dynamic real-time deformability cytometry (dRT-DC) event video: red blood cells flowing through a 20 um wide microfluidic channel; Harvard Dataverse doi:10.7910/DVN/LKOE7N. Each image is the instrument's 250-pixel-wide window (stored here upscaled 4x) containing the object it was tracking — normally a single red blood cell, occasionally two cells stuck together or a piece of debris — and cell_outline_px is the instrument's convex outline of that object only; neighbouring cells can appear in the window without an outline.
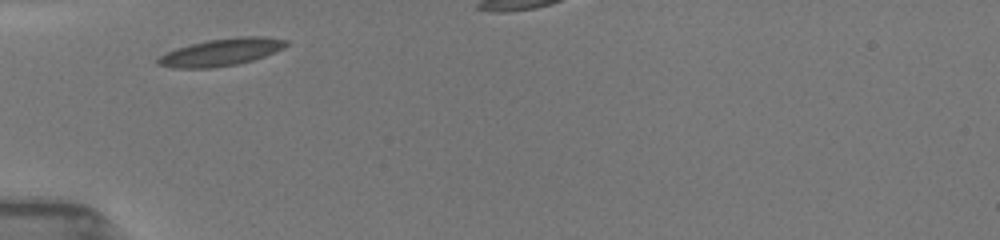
{"species": "common noctule bat (a hibernating species)", "species_latin": "Nyctalus noctula", "temperature_condition": "room temperature", "stored_images_in_passage": 23, "camera_frame_rate_fps": 3000, "um_per_image_px": 0.085, "animal": {"sex": "female", "body_mass_g": 19.5, "forearm_length_mm": 54.1}, "frame": {"image": 1, "passage_image": 1, "time_ms": 0.0, "image_size_px": [1000, 240], "cell_outline_px": [[288, 44], [284, 48], [264, 56], [252, 60], [236, 64], [212, 68], [172, 68], [156, 64], [156, 60], [160, 56], [176, 48], [208, 40], [236, 36], [264, 36], [288, 40]], "centroid_in_image_um": [18.81, 4.43], "position_along_channel_um": 66.2, "area_um2": 20.35}}
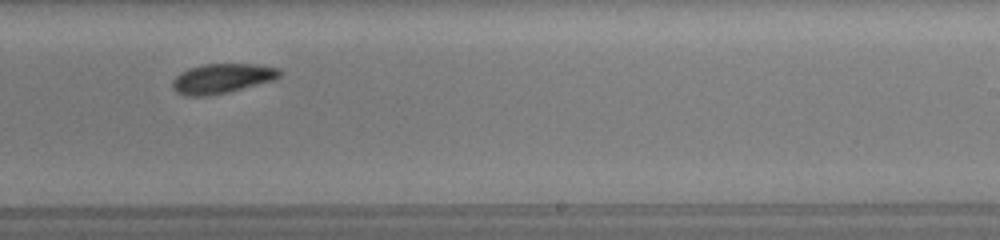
{"frame": {"image": 2, "passage_image": 12, "time_ms": 5.333, "image_size_px": [1000, 240], "cell_outline_px": [[284, 72], [280, 76], [272, 80], [228, 92], [208, 96], [184, 96], [176, 92], [172, 88], [172, 80], [180, 72], [188, 68], [204, 64], [260, 64], [280, 68]], "centroid_in_image_um": [18.86, 6.66], "position_along_channel_um": 270.1, "area_um2": 18.73}}
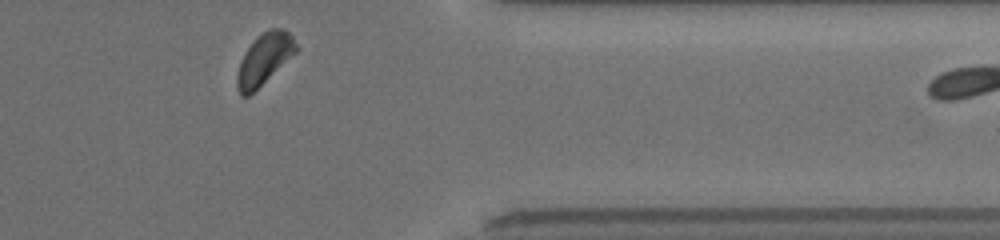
{"frame": {"image": 3, "passage_image": 20, "time_ms": 8.667, "image_size_px": [1000, 240], "cell_outline_px": [[300, 48], [296, 52], [248, 96], [240, 96], [236, 88], [236, 76], [240, 60], [244, 52], [256, 36], [272, 28], [284, 28], [292, 36]], "centroid_in_image_um": [22.44, 5.0], "position_along_channel_um": 389.0, "area_um2": 17.51}}